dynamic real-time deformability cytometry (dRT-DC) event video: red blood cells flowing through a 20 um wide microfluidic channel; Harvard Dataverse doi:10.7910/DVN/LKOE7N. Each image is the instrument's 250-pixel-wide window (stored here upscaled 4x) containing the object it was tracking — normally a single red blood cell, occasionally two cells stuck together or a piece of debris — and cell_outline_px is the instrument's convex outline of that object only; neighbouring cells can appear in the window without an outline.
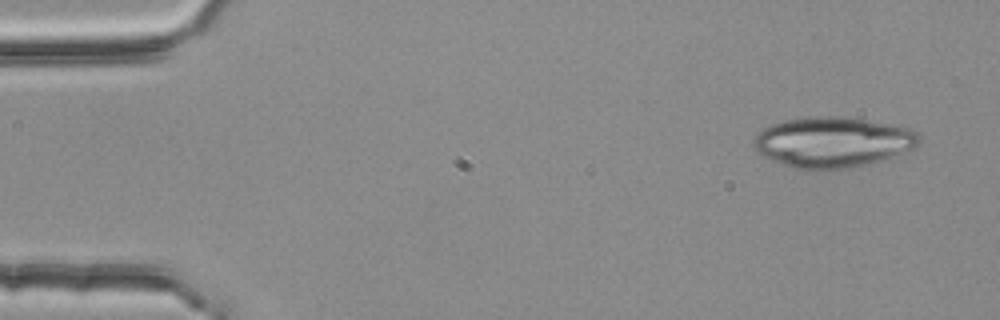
{"species": "common noctule bat (a hibernating species)", "species_latin": "Nyctalus noctula", "temperature_condition": "room temperature", "stored_images_in_passage": 4, "camera_frame_rate_fps": 3000, "um_per_image_px": 0.085, "animal": {"sex": "female", "body_mass_g": 25.1}, "frame": {"image": 1, "passage_image": 1, "time_ms": 0.0, "image_size_px": [1000, 320], "cell_outline_px": [[920, 140], [916, 148], [880, 160], [848, 168], [828, 172], [812, 172], [792, 168], [780, 164], [756, 152], [752, 144], [752, 140], [768, 124], [784, 120], [812, 116], [840, 116], [892, 124], [912, 128], [920, 136]], "centroid_in_image_um": [70.74, 12.11], "position_along_channel_um": 14.3, "area_um2": 49.59}}